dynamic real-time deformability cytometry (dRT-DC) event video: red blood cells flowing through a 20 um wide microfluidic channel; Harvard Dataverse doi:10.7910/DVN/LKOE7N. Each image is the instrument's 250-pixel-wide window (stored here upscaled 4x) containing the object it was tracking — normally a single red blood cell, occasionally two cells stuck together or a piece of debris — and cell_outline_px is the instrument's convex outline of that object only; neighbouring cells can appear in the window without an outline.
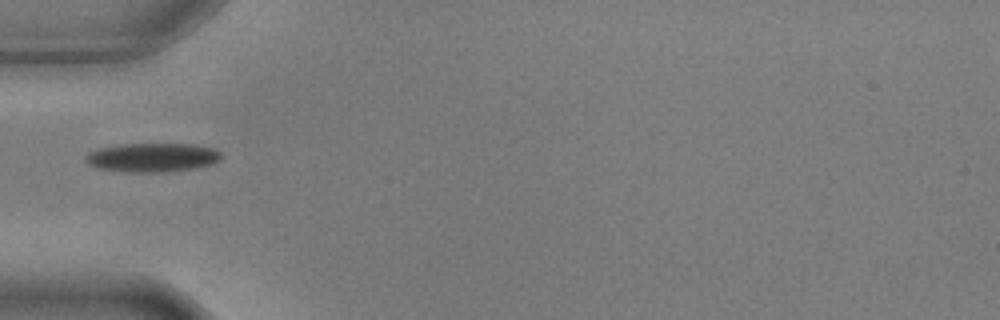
{"species": "common noctule bat (a hibernating species)", "species_latin": "Nyctalus noctula", "temperature_condition": "warm", "stored_images_in_passage": 2, "camera_frame_rate_fps": 3000, "um_per_image_px": 0.085, "animal": {"sex": "male", "body_mass_g": 17.9, "forearm_length_mm": 54.2}, "frame": {"image": 1, "passage_image": 1, "time_ms": 0.0, "image_size_px": [1000, 320], "cell_outline_px": [[224, 156], [220, 160], [212, 164], [196, 168], [144, 172], [136, 172], [96, 168], [88, 164], [84, 160], [84, 156], [88, 152], [100, 148], [116, 144], [192, 144], [216, 148]], "centroid_in_image_um": [12.95, 13.36], "position_along_channel_um": 72.0, "area_um2": 22.83}}
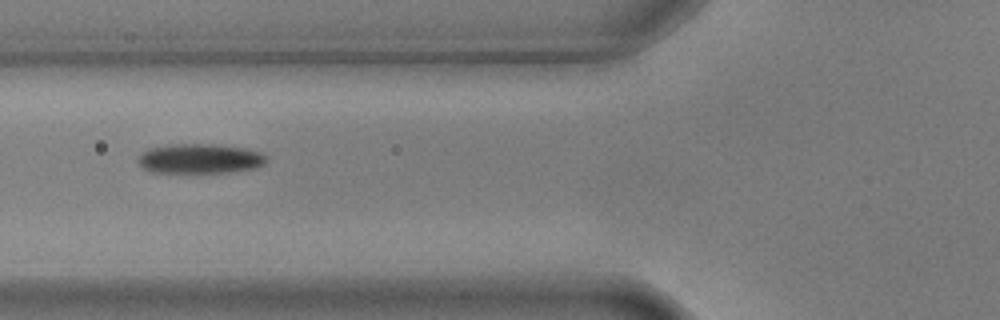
{"frame": {"image": 2, "passage_image": 2, "time_ms": 0.333, "image_size_px": [1000, 320], "cell_outline_px": [[268, 160], [264, 164], [256, 168], [228, 172], [152, 172], [144, 168], [136, 160], [148, 148], [172, 144], [212, 144], [244, 148], [260, 152], [268, 156]], "centroid_in_image_um": [17.02, 13.48], "position_along_channel_um": 108.8, "area_um2": 22.14}}